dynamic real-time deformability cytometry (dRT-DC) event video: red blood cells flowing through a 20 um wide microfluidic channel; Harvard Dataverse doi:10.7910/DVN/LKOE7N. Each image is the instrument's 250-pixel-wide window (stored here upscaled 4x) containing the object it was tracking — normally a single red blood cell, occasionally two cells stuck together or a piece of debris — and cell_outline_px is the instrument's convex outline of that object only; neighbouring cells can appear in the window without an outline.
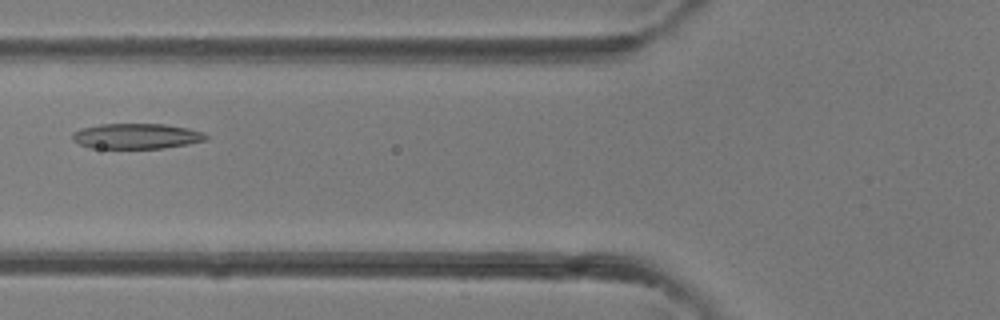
{"species": "common noctule bat (a hibernating species)", "species_latin": "Nyctalus noctula", "temperature_condition": "room temperature", "stored_images_in_passage": 33, "camera_frame_rate_fps": 3000, "um_per_image_px": 0.085, "animal": {"sex": "female"}, "frame": {"image": 1, "passage_image": 9, "time_ms": 2.667, "image_size_px": [1000, 320], "cell_outline_px": [[208, 140], [188, 144], [164, 148], [88, 148], [72, 140], [72, 132], [80, 128], [100, 124], [164, 124], [188, 128], [204, 132], [208, 136]], "centroid_in_image_um": [11.6, 11.57], "position_along_channel_um": 114.2, "area_um2": 19.94}}
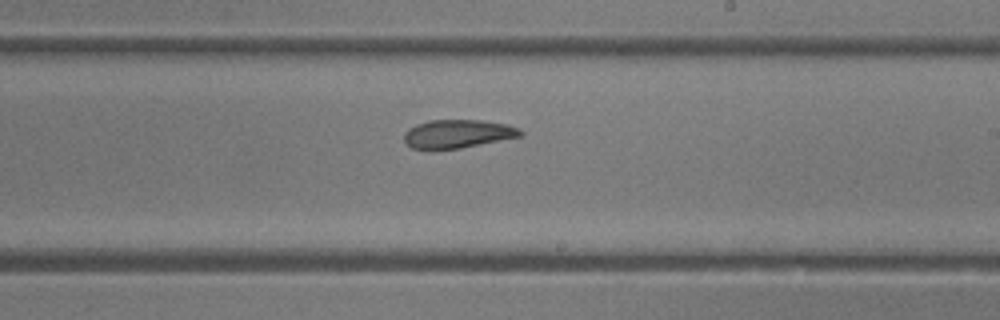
{"frame": {"image": 2, "passage_image": 17, "time_ms": 5.333, "image_size_px": [1000, 320], "cell_outline_px": [[524, 136], [460, 148], [412, 148], [404, 144], [404, 132], [408, 128], [416, 124], [428, 120], [480, 120], [508, 124], [520, 128], [524, 132]], "centroid_in_image_um": [38.93, 11.36], "position_along_channel_um": 250.1, "area_um2": 19.36}}
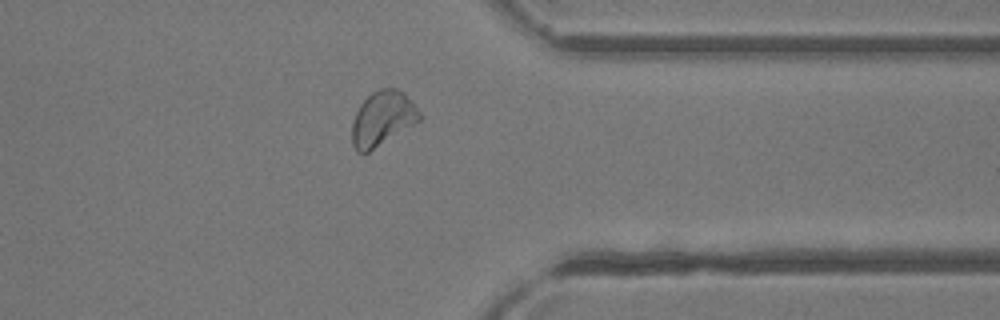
{"frame": {"image": 3, "passage_image": 25, "time_ms": 8.0, "image_size_px": [1000, 320], "cell_outline_px": [[420, 120], [368, 152], [356, 152], [352, 144], [352, 124], [356, 112], [360, 104], [372, 92], [380, 88], [396, 88], [404, 92], [420, 112]], "centroid_in_image_um": [32.49, 10.06], "position_along_channel_um": 378.9, "area_um2": 21.15}}